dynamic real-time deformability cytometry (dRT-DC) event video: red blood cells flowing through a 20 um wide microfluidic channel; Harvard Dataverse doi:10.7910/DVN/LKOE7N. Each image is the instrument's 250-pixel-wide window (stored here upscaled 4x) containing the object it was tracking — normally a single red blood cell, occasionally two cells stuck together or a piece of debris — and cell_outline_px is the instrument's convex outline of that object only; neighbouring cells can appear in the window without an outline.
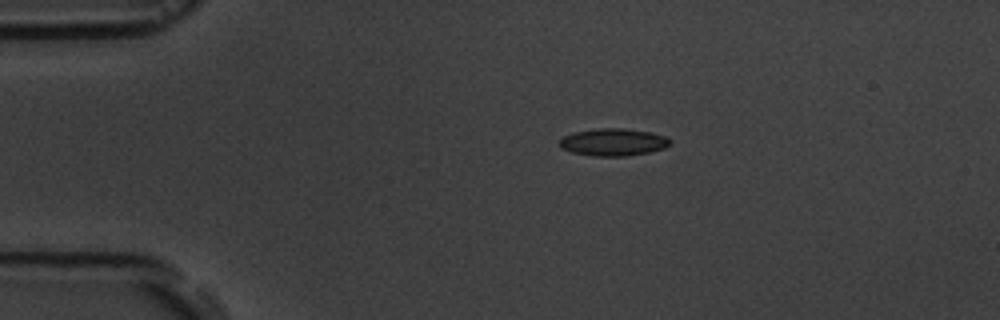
{"species": "common noctule bat (a hibernating species)", "species_latin": "Nyctalus noctula", "temperature_condition": "room temperature", "stored_images_in_passage": 6, "camera_frame_rate_fps": 3000, "um_per_image_px": 0.085, "animal": {"sex": "male", "body_mass_g": 19.5, "forearm_length_mm": 54.6}, "frame": {"image": 1, "passage_image": 1, "time_ms": 0.0, "image_size_px": [1000, 320], "cell_outline_px": [[672, 140], [664, 148], [648, 152], [624, 156], [592, 156], [572, 152], [560, 148], [560, 140], [564, 136], [572, 132], [596, 128], [624, 128], [648, 132], [664, 136]], "centroid_in_image_um": [52.08, 12.08], "position_along_channel_um": 32.9, "area_um2": 17.51}}
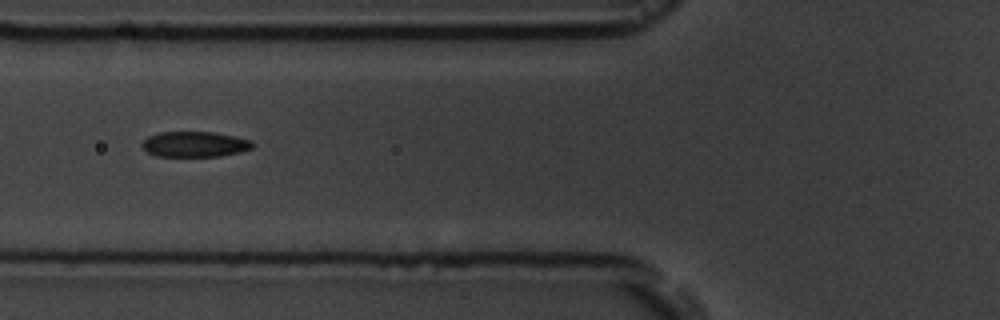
{"frame": {"image": 2, "passage_image": 4, "time_ms": 3.333, "image_size_px": [1000, 320], "cell_outline_px": [[252, 148], [240, 152], [220, 156], [156, 156], [148, 152], [140, 144], [148, 136], [160, 132], [212, 132], [236, 136], [252, 140]], "centroid_in_image_um": [16.55, 12.25], "position_along_channel_um": 109.2, "area_um2": 16.36}}
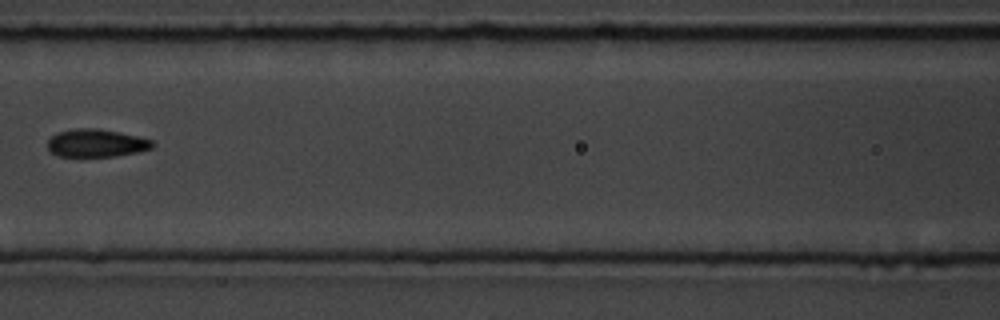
{"frame": {"image": 3, "passage_image": 5, "time_ms": 4.667, "image_size_px": [1000, 320], "cell_outline_px": [[152, 148], [136, 152], [116, 156], [60, 156], [52, 152], [48, 148], [48, 140], [56, 132], [76, 128], [96, 128], [120, 132], [152, 140]], "centroid_in_image_um": [8.16, 12.15], "position_along_channel_um": 158.4, "area_um2": 16.82}}